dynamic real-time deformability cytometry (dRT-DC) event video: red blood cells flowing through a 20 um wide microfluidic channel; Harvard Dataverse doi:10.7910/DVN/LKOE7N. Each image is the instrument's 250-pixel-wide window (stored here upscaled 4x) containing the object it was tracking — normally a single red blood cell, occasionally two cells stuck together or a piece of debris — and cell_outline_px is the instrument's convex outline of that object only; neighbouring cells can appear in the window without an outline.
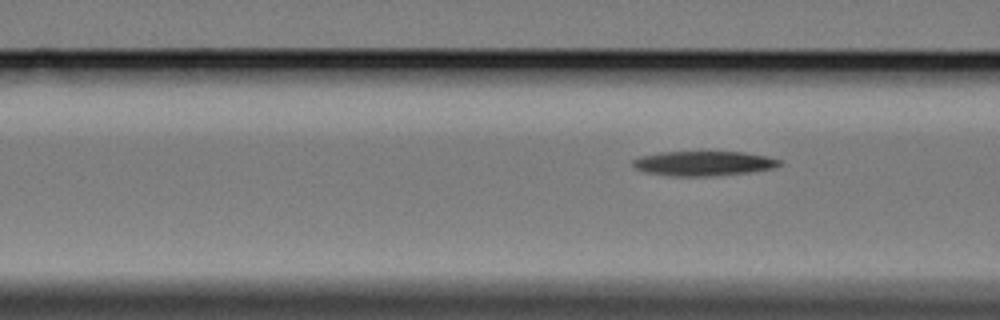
{"species": "Egyptian fruit bat (a non-hibernating species)", "species_latin": "Rousettus aegyptiacus", "temperature_condition": "cold", "stored_images_in_passage": 5, "camera_frame_rate_fps": 3000, "um_per_image_px": 0.085, "animal": {"sex": "female"}, "frame": {"image": 1, "passage_image": 5, "time_ms": 5.0, "image_size_px": [1000, 320], "cell_outline_px": [[780, 164], [772, 168], [752, 172], [712, 176], [668, 176], [644, 172], [636, 168], [632, 164], [632, 160], [640, 156], [660, 152], [744, 152], [764, 156], [780, 160]], "centroid_in_image_um": [59.74, 13.89], "position_along_channel_um": 106.9, "area_um2": 21.04}}